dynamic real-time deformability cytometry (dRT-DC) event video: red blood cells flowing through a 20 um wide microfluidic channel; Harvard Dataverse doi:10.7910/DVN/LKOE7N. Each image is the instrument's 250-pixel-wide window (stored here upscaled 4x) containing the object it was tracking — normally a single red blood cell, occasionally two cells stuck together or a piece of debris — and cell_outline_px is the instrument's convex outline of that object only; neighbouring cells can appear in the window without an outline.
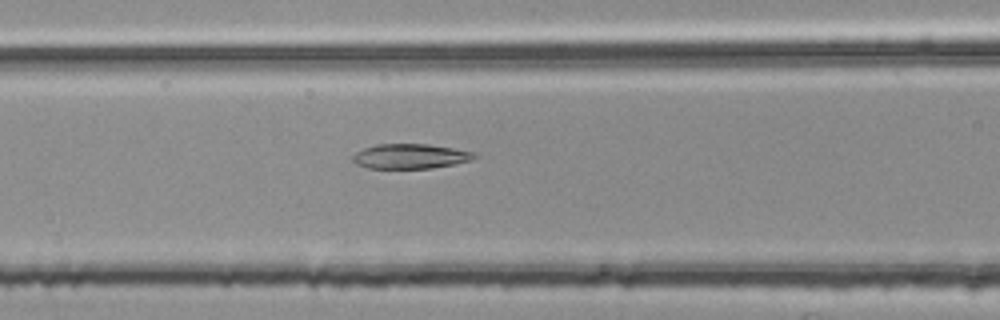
{"species": "common noctule bat (a hibernating species)", "species_latin": "Nyctalus noctula", "temperature_condition": "room temperature", "stored_images_in_passage": 38, "camera_frame_rate_fps": 3000, "um_per_image_px": 0.085, "animal": {"sex": "female", "body_mass_g": 25.1}, "frame": {"image": 1, "passage_image": 6, "time_ms": 1.667, "image_size_px": [1000, 320], "cell_outline_px": [[480, 156], [472, 160], [432, 168], [368, 168], [356, 164], [352, 160], [352, 156], [356, 152], [364, 148], [376, 144], [428, 144], [476, 152]], "centroid_in_image_um": [34.89, 13.28], "position_along_channel_um": 131.7, "area_um2": 17.63}}
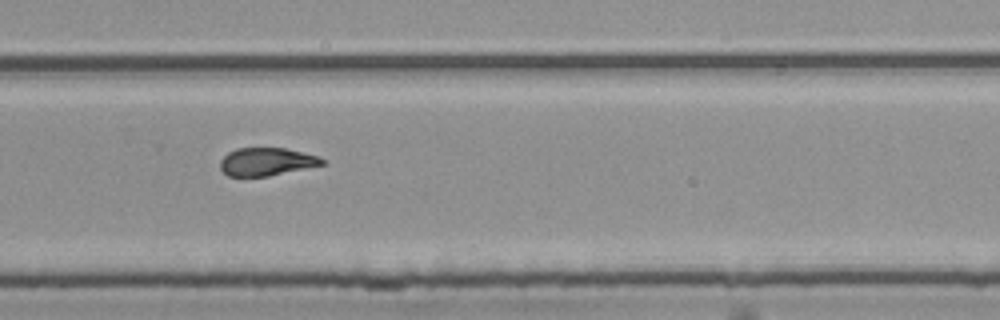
{"frame": {"image": 2, "passage_image": 20, "time_ms": 6.333, "image_size_px": [1000, 320], "cell_outline_px": [[328, 164], [268, 176], [228, 176], [220, 168], [220, 160], [228, 152], [236, 148], [284, 148], [316, 156], [324, 160]], "centroid_in_image_um": [22.65, 13.75], "position_along_channel_um": 307.2, "area_um2": 16.53}}
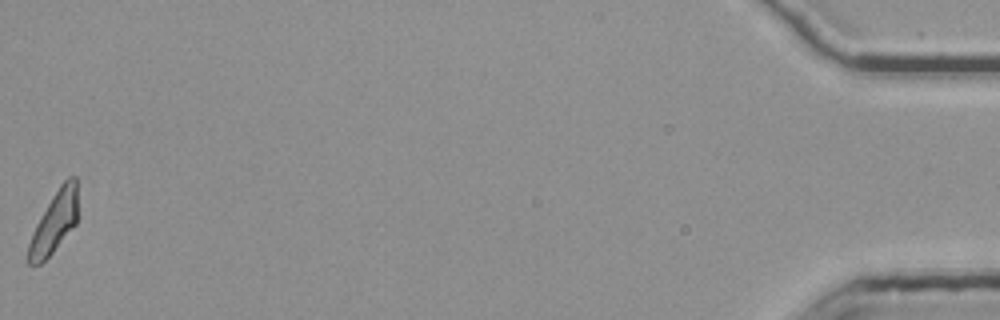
{"frame": {"image": 3, "passage_image": 38, "time_ms": 12.333, "image_size_px": [1000, 320], "cell_outline_px": [[76, 224], [52, 252], [40, 264], [28, 264], [28, 244], [32, 232], [36, 224], [52, 196], [60, 184], [68, 176], [76, 176]], "centroid_in_image_um": [4.59, 18.88], "position_along_channel_um": 430.6, "area_um2": 17.22}, "authors_computed_cell_mechanics": {"area_um2": 17.6868, "velocity_mm_per_s": 3.7628, "shape_relaxation_time_tau1_ms": null, "shape_relaxation_time_tau2_ms": 2.3048, "deformation_change_tau1": null, "deformation_change_tau2": 0.0978}}